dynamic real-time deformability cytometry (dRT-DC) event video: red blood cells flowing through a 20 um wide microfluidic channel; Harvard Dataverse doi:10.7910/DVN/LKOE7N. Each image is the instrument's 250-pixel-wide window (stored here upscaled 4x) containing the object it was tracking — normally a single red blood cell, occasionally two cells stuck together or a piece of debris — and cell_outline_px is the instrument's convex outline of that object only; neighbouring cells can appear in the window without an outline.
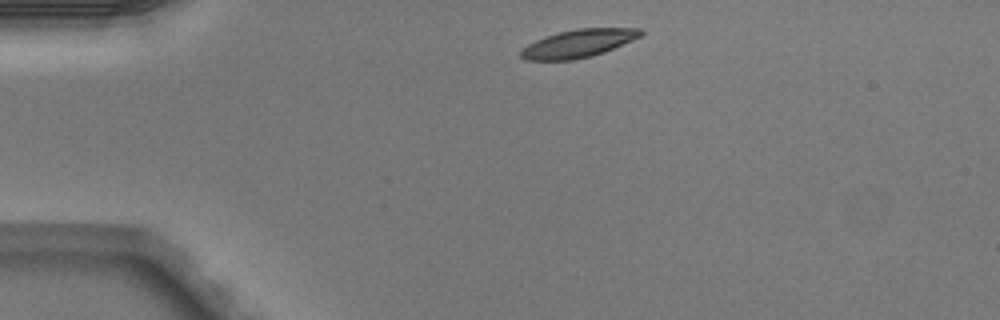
{"species": "Egyptian fruit bat (a non-hibernating species)", "species_latin": "Rousettus aegyptiacus", "temperature_condition": "warm", "stored_images_in_passage": 2, "camera_frame_rate_fps": 3000, "um_per_image_px": 0.085, "animal": {"sex": "male"}, "frame": {"image": 1, "passage_image": 1, "time_ms": 0.0, "image_size_px": [1000, 320], "cell_outline_px": [[644, 32], [640, 36], [632, 40], [604, 52], [592, 56], [576, 60], [524, 60], [520, 56], [520, 52], [528, 44], [544, 36], [576, 28], [640, 28]], "centroid_in_image_um": [49.15, 3.7], "position_along_channel_um": 35.9, "area_um2": 19.48}}